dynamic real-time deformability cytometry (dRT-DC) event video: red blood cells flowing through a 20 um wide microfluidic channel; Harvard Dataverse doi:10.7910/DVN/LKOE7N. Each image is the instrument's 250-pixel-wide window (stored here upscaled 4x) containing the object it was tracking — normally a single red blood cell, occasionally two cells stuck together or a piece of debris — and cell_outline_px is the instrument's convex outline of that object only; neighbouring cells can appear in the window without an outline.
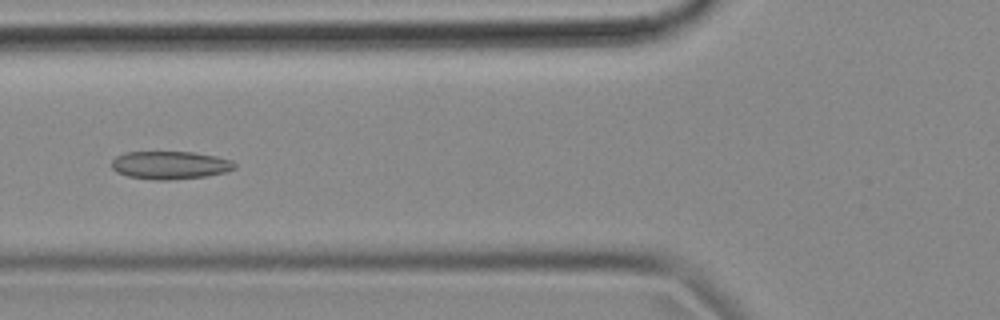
{"species": "common noctule bat (a hibernating species)", "species_latin": "Nyctalus noctula", "temperature_condition": "cold", "stored_images_in_passage": 53, "camera_frame_rate_fps": 3000, "um_per_image_px": 0.085, "animal": {"sex": "female", "body_mass_g": 18.4}, "frame": {"image": 1, "passage_image": 19, "time_ms": 6.0, "image_size_px": [1000, 320], "cell_outline_px": [[236, 168], [228, 172], [208, 176], [172, 180], [152, 180], [128, 176], [116, 172], [112, 168], [112, 160], [116, 156], [124, 152], [192, 152], [216, 156], [232, 160], [236, 164]], "centroid_in_image_um": [14.48, 14.04], "position_along_channel_um": 111.3, "area_um2": 20.35}}
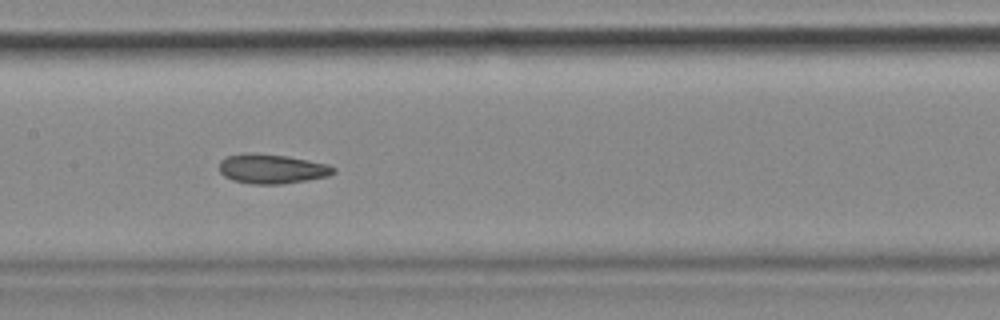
{"frame": {"image": 2, "passage_image": 25, "time_ms": 8.0, "image_size_px": [1000, 320], "cell_outline_px": [[336, 172], [328, 176], [308, 180], [280, 184], [252, 184], [232, 180], [224, 176], [220, 172], [220, 160], [228, 156], [256, 152], [288, 156], [328, 164], [336, 168]], "centroid_in_image_um": [23.13, 14.35], "position_along_channel_um": 184.3, "area_um2": 19.71}}
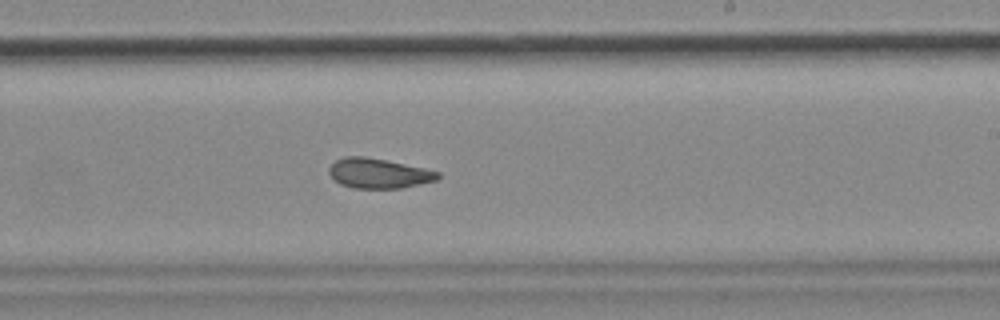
{"frame": {"image": 3, "passage_image": 31, "time_ms": 10.0, "image_size_px": [1000, 320], "cell_outline_px": [[440, 176], [436, 180], [400, 188], [352, 188], [340, 184], [328, 172], [328, 168], [336, 160], [344, 156], [364, 156], [424, 168], [440, 172]], "centroid_in_image_um": [32.16, 14.73], "position_along_channel_um": 256.8, "area_um2": 18.73}, "authors_computed_cell_mechanics": {"area_um2": 20.1144, "velocity_mm_per_s": 3.6526, "shape_relaxation_time_tau1_ms": null, "shape_relaxation_time_tau2_ms": 3.4546, "deformation_change_tau1": null, "deformation_change_tau2": 0.0893}}